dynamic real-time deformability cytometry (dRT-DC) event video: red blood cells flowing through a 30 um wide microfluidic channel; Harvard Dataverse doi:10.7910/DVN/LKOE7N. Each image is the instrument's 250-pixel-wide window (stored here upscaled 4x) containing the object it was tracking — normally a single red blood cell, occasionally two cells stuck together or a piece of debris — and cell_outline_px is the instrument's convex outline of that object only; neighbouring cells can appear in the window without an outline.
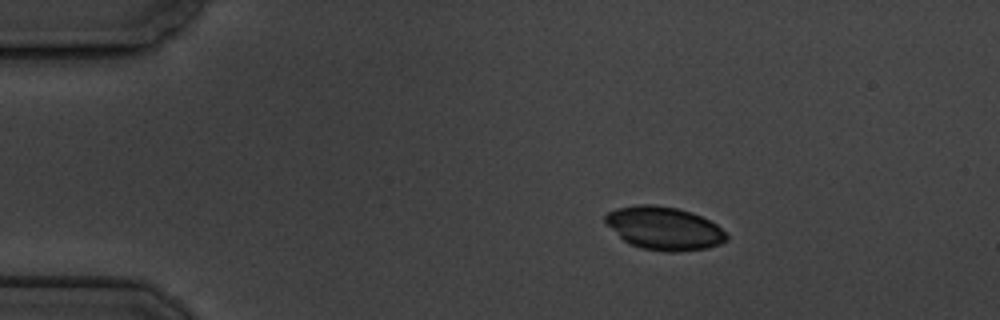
{"species": "common noctule bat (a hibernating species)", "species_latin": "Nyctalus noctula", "temperature_condition": "cold", "stored_images_in_passage": 5, "camera_frame_rate_fps": 3000, "um_per_image_px": 0.085, "animal": {"sex": "male", "body_mass_g": 19.5, "forearm_length_mm": 54.6}, "frame": {"image": 1, "passage_image": 3, "time_ms": 2.0, "image_size_px": [1000, 320], "cell_outline_px": [[728, 240], [720, 244], [708, 248], [680, 252], [664, 252], [640, 248], [624, 240], [604, 220], [604, 216], [608, 212], [616, 208], [640, 204], [656, 204], [676, 208], [692, 212], [716, 224], [728, 236]], "centroid_in_image_um": [56.47, 19.41], "position_along_channel_um": 28.5, "area_um2": 30.4}}